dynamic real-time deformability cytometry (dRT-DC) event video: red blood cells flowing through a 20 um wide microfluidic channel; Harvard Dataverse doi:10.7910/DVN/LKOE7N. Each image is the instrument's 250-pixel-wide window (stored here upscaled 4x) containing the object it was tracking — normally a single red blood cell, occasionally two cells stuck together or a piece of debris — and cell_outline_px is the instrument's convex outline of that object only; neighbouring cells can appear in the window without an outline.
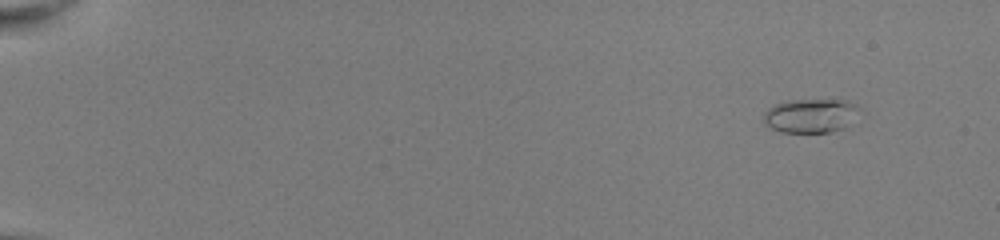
{"species": "common noctule bat (a hibernating species)", "species_latin": "Nyctalus noctula", "temperature_condition": "room temperature", "stored_images_in_passage": 49, "camera_frame_rate_fps": 3000, "um_per_image_px": 0.085, "animal": {"sex": "female", "body_mass_g": 22.0, "forearm_length_mm": 56.7}, "frame": {"image": 1, "passage_image": 2, "time_ms": 0.333, "image_size_px": [1000, 240], "cell_outline_px": [[860, 108], [852, 124], [844, 128], [832, 132], [780, 132], [764, 124], [764, 112], [768, 108], [776, 104], [792, 100], [848, 100], [856, 104]], "centroid_in_image_um": [68.94, 9.84], "position_along_channel_um": 16.1, "area_um2": 19.13}}
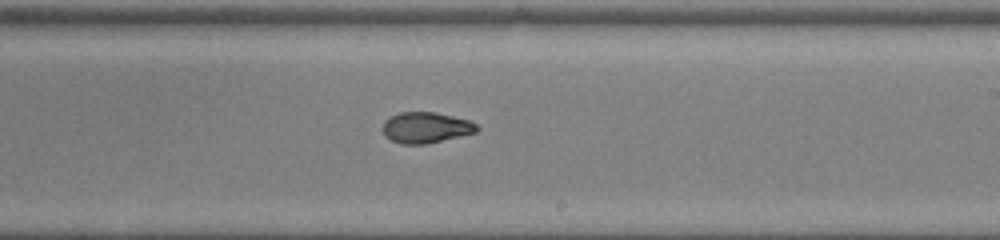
{"frame": {"image": 2, "passage_image": 31, "time_ms": 10.0, "image_size_px": [1000, 240], "cell_outline_px": [[480, 128], [476, 132], [424, 144], [400, 144], [384, 136], [384, 120], [400, 112], [436, 112], [468, 120], [476, 124]], "centroid_in_image_um": [36.19, 10.84], "position_along_channel_um": 252.8, "area_um2": 16.7}}
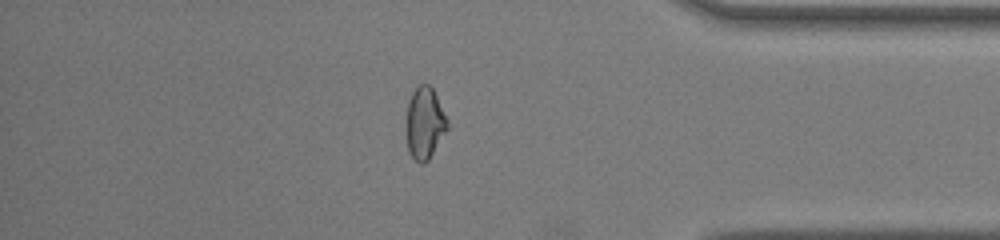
{"frame": {"image": 3, "passage_image": 43, "time_ms": 14.0, "image_size_px": [1000, 240], "cell_outline_px": [[448, 128], [428, 160], [424, 164], [420, 164], [408, 152], [404, 124], [408, 100], [412, 92], [420, 84], [428, 84], [432, 88], [448, 120]], "centroid_in_image_um": [36.05, 10.47], "position_along_channel_um": 399.1, "area_um2": 17.46}, "authors_computed_cell_mechanics": {"area_um2": 17.3978, "velocity_mm_per_s": 4.0626, "shape_relaxation_time_tau1_ms": null, "shape_relaxation_time_tau2_ms": 1.8499, "deformation_change_tau1": null, "deformation_change_tau2": 0.0668}}